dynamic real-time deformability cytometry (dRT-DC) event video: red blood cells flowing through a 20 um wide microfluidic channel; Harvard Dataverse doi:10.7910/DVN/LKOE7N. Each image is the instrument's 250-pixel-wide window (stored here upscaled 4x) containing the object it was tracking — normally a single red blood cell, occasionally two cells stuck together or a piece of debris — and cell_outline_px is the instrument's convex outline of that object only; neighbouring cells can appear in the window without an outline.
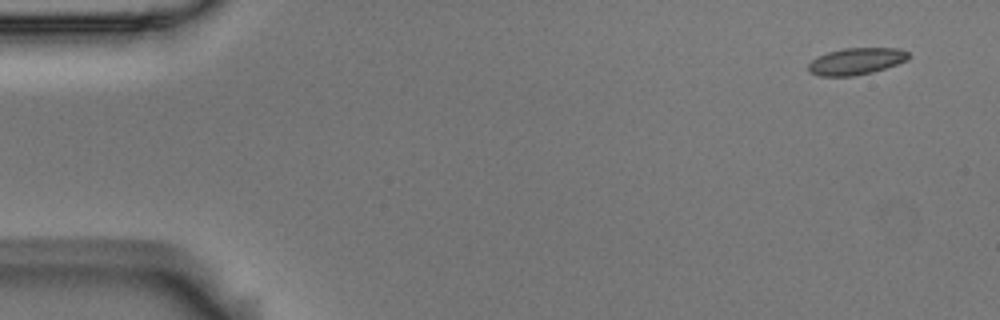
{"species": "Egyptian fruit bat (a non-hibernating species)", "species_latin": "Rousettus aegyptiacus", "temperature_condition": "room temperature", "stored_images_in_passage": 6, "camera_frame_rate_fps": 3000, "um_per_image_px": 0.085, "animal": {"sex": "male"}, "frame": {"image": 1, "passage_image": 1, "time_ms": 0.0, "image_size_px": [1000, 320], "cell_outline_px": [[908, 60], [872, 72], [852, 76], [820, 76], [808, 72], [808, 64], [816, 56], [828, 52], [844, 48], [900, 48], [908, 52]], "centroid_in_image_um": [72.74, 5.2], "position_along_channel_um": 12.3, "area_um2": 15.61}}
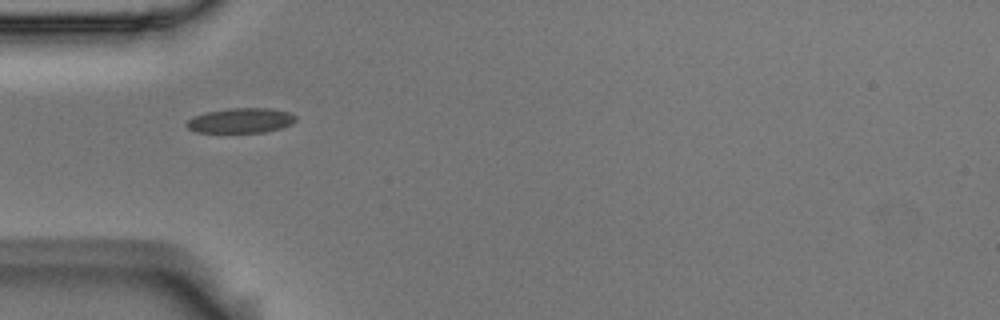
{"frame": {"image": 2, "passage_image": 5, "time_ms": 1.333, "image_size_px": [1000, 320], "cell_outline_px": [[296, 120], [292, 124], [280, 128], [264, 132], [196, 132], [188, 128], [184, 124], [192, 116], [204, 112], [228, 108], [268, 108], [288, 112], [296, 116]], "centroid_in_image_um": [20.43, 10.24], "position_along_channel_um": 64.6, "area_um2": 15.9}}
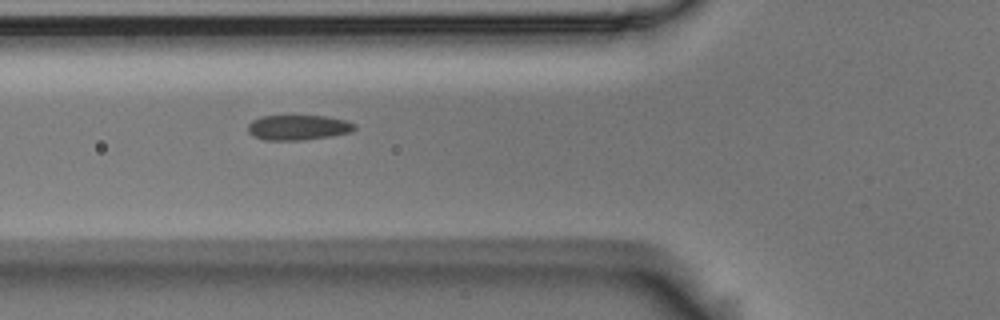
{"frame": {"image": 3, "passage_image": 6, "time_ms": 1.667, "image_size_px": [1000, 320], "cell_outline_px": [[356, 128], [352, 132], [332, 136], [304, 140], [264, 140], [252, 136], [248, 132], [248, 124], [252, 120], [260, 116], [328, 116], [344, 120], [356, 124]], "centroid_in_image_um": [25.34, 10.84], "position_along_channel_um": 100.5, "area_um2": 15.78}}